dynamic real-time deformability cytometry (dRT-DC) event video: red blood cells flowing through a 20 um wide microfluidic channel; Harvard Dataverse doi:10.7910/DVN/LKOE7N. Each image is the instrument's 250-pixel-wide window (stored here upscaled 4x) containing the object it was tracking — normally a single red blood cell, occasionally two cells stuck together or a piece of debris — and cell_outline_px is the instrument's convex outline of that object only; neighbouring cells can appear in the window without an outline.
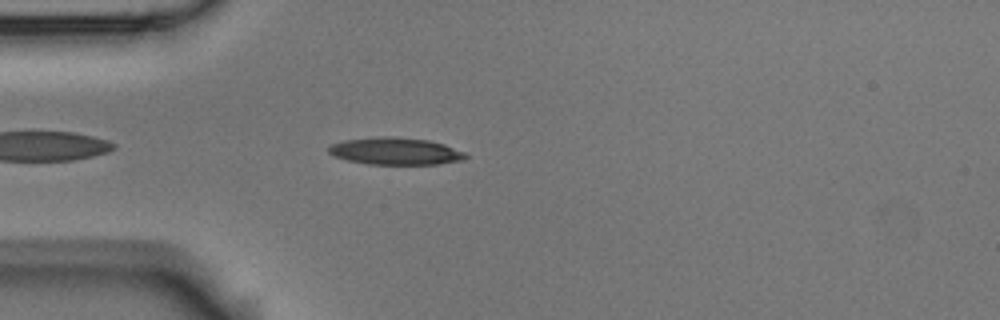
{"species": "Egyptian fruit bat (a non-hibernating species)", "species_latin": "Rousettus aegyptiacus", "temperature_condition": "room temperature", "stored_images_in_passage": 4, "camera_frame_rate_fps": 3000, "um_per_image_px": 0.085, "animal": {"sex": "male"}, "frame": {"image": 1, "passage_image": 4, "time_ms": 1.0, "image_size_px": [1000, 320], "cell_outline_px": [[468, 156], [464, 160], [440, 164], [368, 164], [348, 160], [332, 156], [328, 152], [328, 148], [332, 144], [344, 140], [376, 136], [396, 136], [428, 140], [444, 144], [464, 152]], "centroid_in_image_um": [33.6, 12.84], "position_along_channel_um": 51.4, "area_um2": 21.85}}